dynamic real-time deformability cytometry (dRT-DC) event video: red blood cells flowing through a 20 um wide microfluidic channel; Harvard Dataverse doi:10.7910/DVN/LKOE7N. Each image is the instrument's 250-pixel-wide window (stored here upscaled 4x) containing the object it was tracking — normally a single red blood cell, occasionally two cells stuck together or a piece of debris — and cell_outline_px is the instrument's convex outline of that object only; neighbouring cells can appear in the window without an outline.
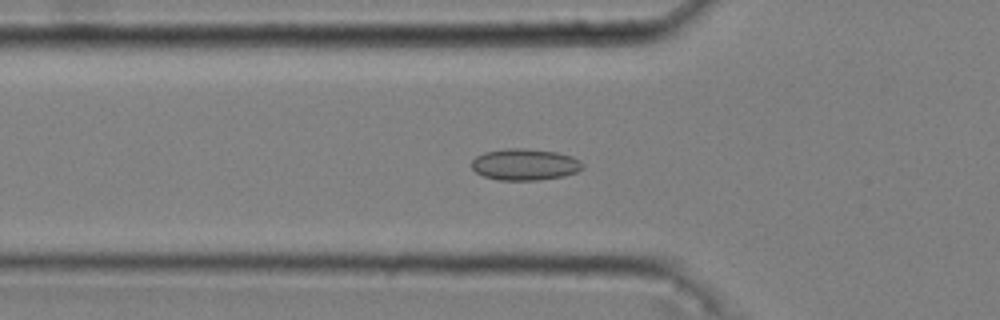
{"species": "common noctule bat (a hibernating species)", "species_latin": "Nyctalus noctula", "temperature_condition": "cold", "stored_images_in_passage": 51, "camera_frame_rate_fps": 3000, "um_per_image_px": 0.085, "animal": {"sex": "male", "body_mass_g": 20.4}, "frame": {"image": 1, "passage_image": 17, "time_ms": 5.333, "image_size_px": [1000, 320], "cell_outline_px": [[584, 168], [576, 172], [564, 176], [536, 180], [496, 180], [484, 176], [476, 172], [472, 168], [472, 160], [476, 156], [484, 152], [508, 148], [524, 148], [556, 152], [572, 156], [580, 160], [584, 164]], "centroid_in_image_um": [44.62, 13.98], "position_along_channel_um": 81.2, "area_um2": 20.46}}
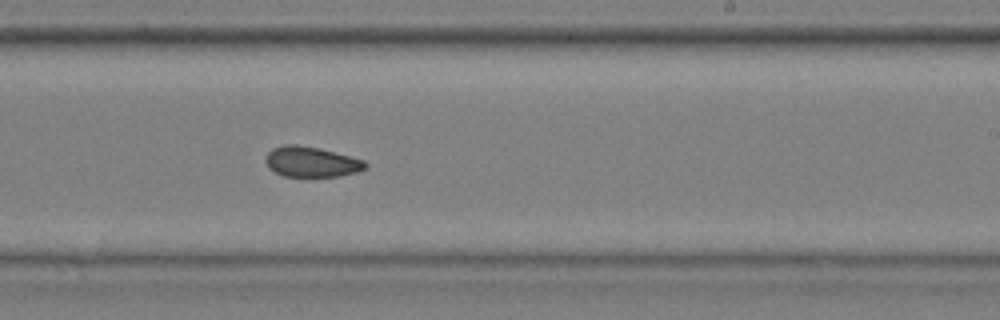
{"frame": {"image": 2, "passage_image": 32, "time_ms": 10.333, "image_size_px": [1000, 320], "cell_outline_px": [[368, 168], [356, 172], [340, 176], [284, 176], [268, 168], [264, 160], [268, 152], [272, 148], [284, 144], [296, 144], [320, 148], [364, 160], [368, 164]], "centroid_in_image_um": [26.46, 13.75], "position_along_channel_um": 262.5, "area_um2": 17.74}}
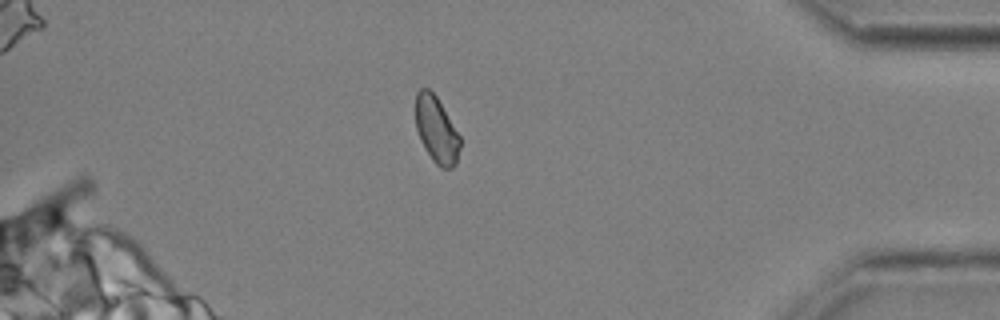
{"frame": {"image": 3, "passage_image": 46, "time_ms": 15.0, "image_size_px": [1000, 320], "cell_outline_px": [[460, 148], [456, 164], [452, 168], [440, 168], [432, 160], [424, 148], [420, 140], [416, 128], [416, 92], [420, 88], [428, 88], [436, 96], [460, 136]], "centroid_in_image_um": [37.09, 11.05], "position_along_channel_um": 398.1, "area_um2": 17.17}, "authors_computed_cell_mechanics": {"area_um2": 18.3226, "velocity_mm_per_s": 3.6231, "shape_relaxation_time_tau1_ms": null, "shape_relaxation_time_tau2_ms": 3.6496, "deformation_change_tau1": null, "deformation_change_tau2": 0.0765}}